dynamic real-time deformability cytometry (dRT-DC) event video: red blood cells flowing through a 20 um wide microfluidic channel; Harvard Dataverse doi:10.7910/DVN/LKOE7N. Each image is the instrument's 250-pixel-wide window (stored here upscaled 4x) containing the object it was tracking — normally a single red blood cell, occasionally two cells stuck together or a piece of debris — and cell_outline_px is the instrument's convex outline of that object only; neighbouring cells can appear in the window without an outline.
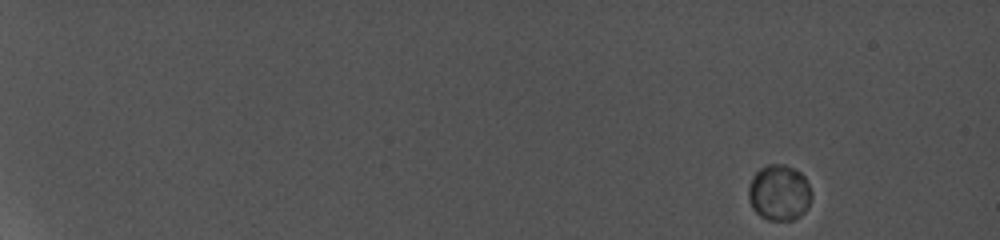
{"species": "common noctule bat (a hibernating species)", "species_latin": "Nyctalus noctula", "temperature_condition": "cold", "stored_images_in_passage": 19, "camera_frame_rate_fps": 5000, "um_per_image_px": 0.085, "animal": {"sex": "female", "body_mass_g": 19.0, "forearm_length_mm": 56.7}, "frame": {"image": 1, "passage_image": 1, "time_ms": 0.0, "image_size_px": [1000, 240], "cell_outline_px": [[812, 196], [808, 208], [800, 216], [792, 220], [768, 220], [760, 216], [752, 208], [748, 200], [748, 188], [752, 176], [760, 168], [768, 164], [784, 164], [800, 172], [804, 176], [812, 192]], "centroid_in_image_um": [66.22, 16.38], "position_along_channel_um": 18.8, "area_um2": 20.75}}
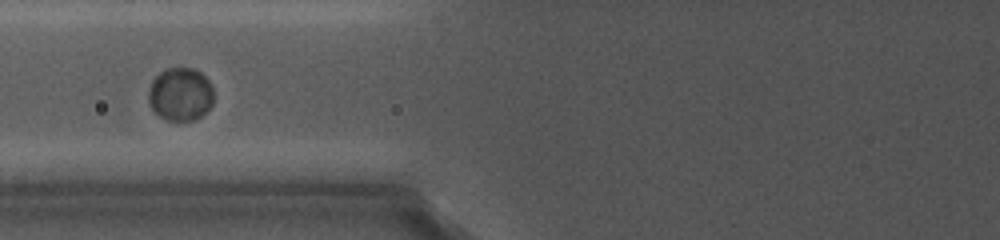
{"frame": {"image": 2, "passage_image": 10, "time_ms": 8.0, "image_size_px": [1000, 240], "cell_outline_px": [[212, 104], [196, 120], [168, 120], [160, 116], [152, 108], [148, 100], [148, 92], [152, 80], [164, 68], [196, 68], [208, 80], [212, 88]], "centroid_in_image_um": [15.32, 7.99], "position_along_channel_um": 110.5, "area_um2": 20.06}}
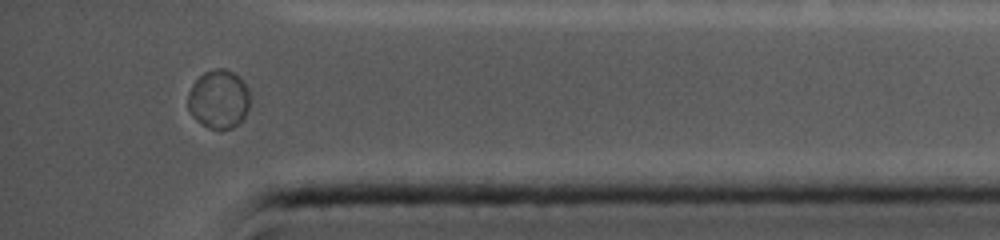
{"frame": {"image": 3, "passage_image": 19, "time_ms": 16.2, "image_size_px": [1000, 240], "cell_outline_px": [[248, 108], [240, 124], [232, 128], [208, 128], [200, 124], [192, 116], [188, 108], [188, 92], [192, 84], [204, 72], [216, 68], [224, 68], [232, 72], [248, 88]], "centroid_in_image_um": [18.56, 8.44], "position_along_channel_um": 416.6, "area_um2": 21.04}}